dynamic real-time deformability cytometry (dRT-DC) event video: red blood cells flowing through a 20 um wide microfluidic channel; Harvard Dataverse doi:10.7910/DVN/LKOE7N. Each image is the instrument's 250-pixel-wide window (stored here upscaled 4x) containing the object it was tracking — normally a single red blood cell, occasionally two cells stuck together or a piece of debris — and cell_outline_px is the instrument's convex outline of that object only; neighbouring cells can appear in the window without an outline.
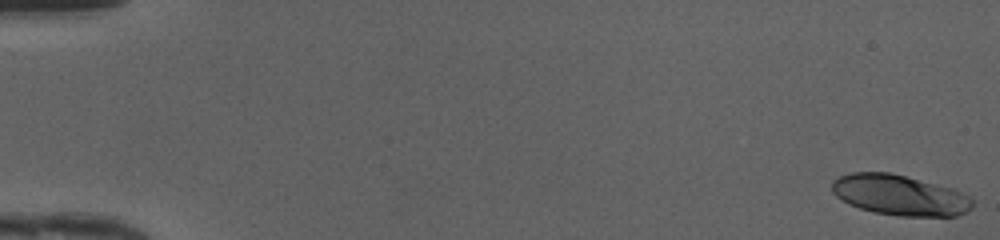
{"species": "human", "species_latin": "Homo sapiens", "temperature_condition": "cold", "stored_images_in_passage": 49, "camera_frame_rate_fps": 3000, "um_per_image_px": 0.085, "donor": {"sex": "female"}, "frame": {"image": 1, "passage_image": 1, "time_ms": 0.0, "image_size_px": [1000, 240], "cell_outline_px": [[972, 208], [956, 216], [900, 216], [872, 212], [848, 204], [836, 196], [832, 192], [832, 180], [840, 176], [852, 172], [888, 172], [904, 176], [948, 188], [960, 192], [968, 196], [972, 200]], "centroid_in_image_um": [76.41, 16.59], "position_along_channel_um": 8.6, "area_um2": 32.71}}
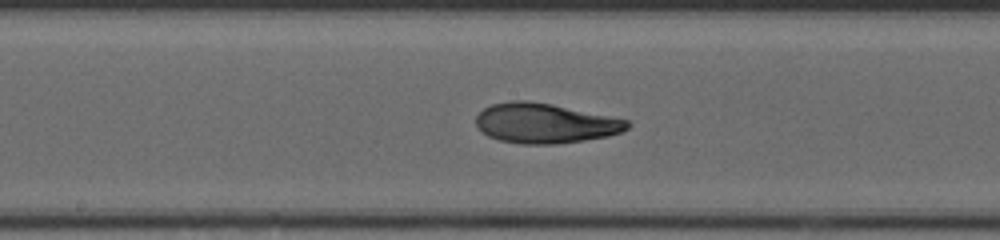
{"frame": {"image": 2, "passage_image": 27, "time_ms": 8.667, "image_size_px": [1000, 240], "cell_outline_px": [[632, 124], [628, 128], [620, 132], [608, 136], [584, 140], [556, 144], [524, 144], [500, 140], [488, 136], [476, 124], [476, 116], [484, 108], [492, 104], [512, 100], [528, 100], [552, 104], [628, 120]], "centroid_in_image_um": [46.33, 10.47], "position_along_channel_um": 201.9, "area_um2": 34.97}}
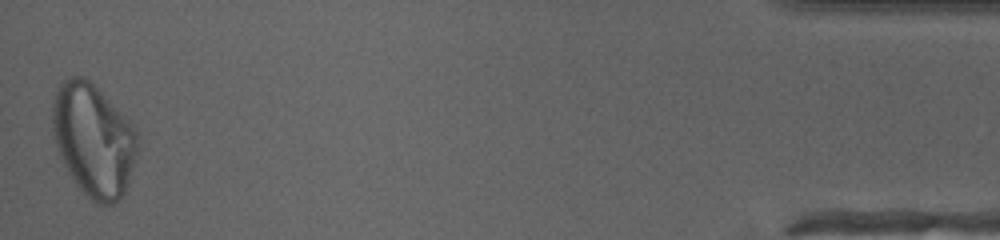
{"frame": {"image": 3, "passage_image": 49, "time_ms": 16.0, "image_size_px": [1000, 240], "cell_outline_px": [[136, 152], [128, 184], [120, 200], [112, 204], [96, 204], [76, 184], [68, 172], [60, 156], [56, 144], [52, 128], [52, 100], [60, 84], [68, 76], [84, 76], [132, 124], [136, 132]], "centroid_in_image_um": [7.91, 11.91], "position_along_channel_um": 427.3, "area_um2": 55.03}, "authors_computed_cell_mechanics": {"area_um2": 35.0268, "velocity_mm_per_s": 4.2064, "shape_relaxation_time_tau1_ms": 5.1095, "shape_relaxation_time_tau2_ms": 1.2724, "deformation_change_tau1": 0.2009, "deformation_change_tau2": 0.0676}}